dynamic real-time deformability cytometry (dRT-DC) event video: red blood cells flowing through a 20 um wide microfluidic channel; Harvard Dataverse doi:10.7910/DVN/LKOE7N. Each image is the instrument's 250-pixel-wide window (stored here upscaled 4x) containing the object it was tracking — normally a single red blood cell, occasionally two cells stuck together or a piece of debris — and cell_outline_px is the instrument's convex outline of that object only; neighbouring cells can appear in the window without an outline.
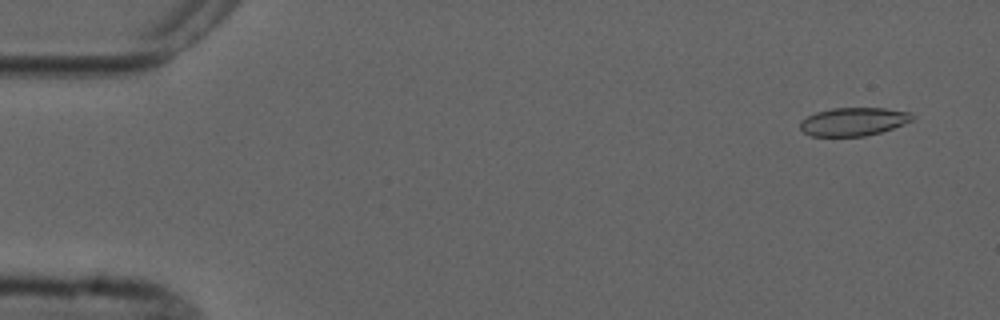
{"species": "common noctule bat (a hibernating species)", "species_latin": "Nyctalus noctula", "temperature_condition": "cold", "stored_images_in_passage": 4, "camera_frame_rate_fps": 3000, "um_per_image_px": 0.085, "animal": {"sex": "male", "forearm_length_mm": 52.5}, "frame": {"image": 1, "passage_image": 1, "time_ms": 0.0, "image_size_px": [1000, 320], "cell_outline_px": [[916, 116], [912, 120], [904, 124], [880, 132], [864, 136], [812, 136], [804, 132], [800, 128], [800, 120], [816, 112], [832, 108], [884, 108], [912, 112]], "centroid_in_image_um": [72.56, 10.33], "position_along_channel_um": 12.4, "area_um2": 18.5}}
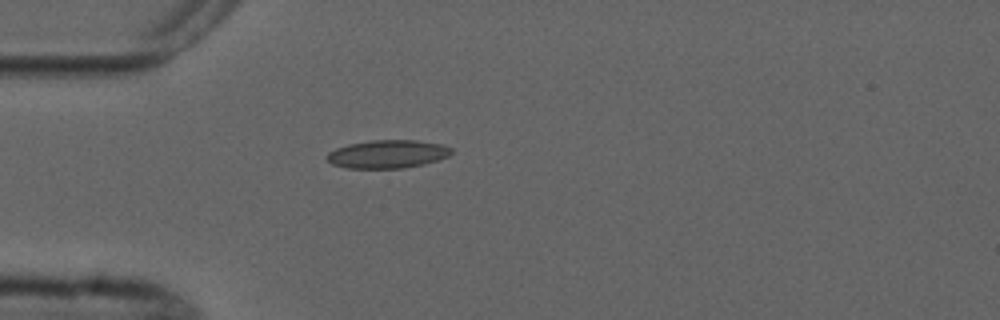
{"frame": {"image": 2, "passage_image": 4, "time_ms": 4.0, "image_size_px": [1000, 320], "cell_outline_px": [[452, 152], [448, 156], [424, 164], [404, 168], [348, 168], [332, 164], [324, 156], [328, 152], [336, 148], [348, 144], [372, 140], [416, 140], [444, 144], [452, 148]], "centroid_in_image_um": [32.94, 13.09], "position_along_channel_um": 52.1, "area_um2": 20.52}}